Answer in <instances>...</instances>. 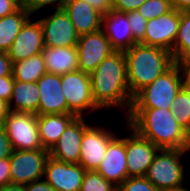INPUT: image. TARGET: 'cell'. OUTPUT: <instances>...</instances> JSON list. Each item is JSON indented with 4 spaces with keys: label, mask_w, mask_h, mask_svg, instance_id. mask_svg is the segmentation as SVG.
I'll return each instance as SVG.
<instances>
[{
    "label": "cell",
    "mask_w": 190,
    "mask_h": 191,
    "mask_svg": "<svg viewBox=\"0 0 190 191\" xmlns=\"http://www.w3.org/2000/svg\"><path fill=\"white\" fill-rule=\"evenodd\" d=\"M92 97L100 108H123L128 115L133 96L127 81L126 59L123 51H114L90 74Z\"/></svg>",
    "instance_id": "cell-1"
},
{
    "label": "cell",
    "mask_w": 190,
    "mask_h": 191,
    "mask_svg": "<svg viewBox=\"0 0 190 191\" xmlns=\"http://www.w3.org/2000/svg\"><path fill=\"white\" fill-rule=\"evenodd\" d=\"M126 124L159 149H190V135L178 124L172 109H130Z\"/></svg>",
    "instance_id": "cell-2"
},
{
    "label": "cell",
    "mask_w": 190,
    "mask_h": 191,
    "mask_svg": "<svg viewBox=\"0 0 190 191\" xmlns=\"http://www.w3.org/2000/svg\"><path fill=\"white\" fill-rule=\"evenodd\" d=\"M123 53L133 97L176 63L171 52L142 43H136Z\"/></svg>",
    "instance_id": "cell-3"
},
{
    "label": "cell",
    "mask_w": 190,
    "mask_h": 191,
    "mask_svg": "<svg viewBox=\"0 0 190 191\" xmlns=\"http://www.w3.org/2000/svg\"><path fill=\"white\" fill-rule=\"evenodd\" d=\"M182 87V75L176 62L134 96L131 109H172L173 100Z\"/></svg>",
    "instance_id": "cell-4"
},
{
    "label": "cell",
    "mask_w": 190,
    "mask_h": 191,
    "mask_svg": "<svg viewBox=\"0 0 190 191\" xmlns=\"http://www.w3.org/2000/svg\"><path fill=\"white\" fill-rule=\"evenodd\" d=\"M190 149H159L145 177L160 191L185 187V167L181 159Z\"/></svg>",
    "instance_id": "cell-5"
},
{
    "label": "cell",
    "mask_w": 190,
    "mask_h": 191,
    "mask_svg": "<svg viewBox=\"0 0 190 191\" xmlns=\"http://www.w3.org/2000/svg\"><path fill=\"white\" fill-rule=\"evenodd\" d=\"M61 87L69 114L83 117L92 111H100L92 97L90 74L78 70L61 75Z\"/></svg>",
    "instance_id": "cell-6"
},
{
    "label": "cell",
    "mask_w": 190,
    "mask_h": 191,
    "mask_svg": "<svg viewBox=\"0 0 190 191\" xmlns=\"http://www.w3.org/2000/svg\"><path fill=\"white\" fill-rule=\"evenodd\" d=\"M2 123L13 150L43 148L38 132L36 114L11 111Z\"/></svg>",
    "instance_id": "cell-7"
},
{
    "label": "cell",
    "mask_w": 190,
    "mask_h": 191,
    "mask_svg": "<svg viewBox=\"0 0 190 191\" xmlns=\"http://www.w3.org/2000/svg\"><path fill=\"white\" fill-rule=\"evenodd\" d=\"M49 150H13L10 156L11 183L27 185L44 177Z\"/></svg>",
    "instance_id": "cell-8"
},
{
    "label": "cell",
    "mask_w": 190,
    "mask_h": 191,
    "mask_svg": "<svg viewBox=\"0 0 190 191\" xmlns=\"http://www.w3.org/2000/svg\"><path fill=\"white\" fill-rule=\"evenodd\" d=\"M116 136L113 131L90 125L83 133L79 164L86 171H96L105 157L109 142Z\"/></svg>",
    "instance_id": "cell-9"
},
{
    "label": "cell",
    "mask_w": 190,
    "mask_h": 191,
    "mask_svg": "<svg viewBox=\"0 0 190 191\" xmlns=\"http://www.w3.org/2000/svg\"><path fill=\"white\" fill-rule=\"evenodd\" d=\"M40 24L45 47H73L78 44L79 35L63 10H54L49 16L41 18Z\"/></svg>",
    "instance_id": "cell-10"
},
{
    "label": "cell",
    "mask_w": 190,
    "mask_h": 191,
    "mask_svg": "<svg viewBox=\"0 0 190 191\" xmlns=\"http://www.w3.org/2000/svg\"><path fill=\"white\" fill-rule=\"evenodd\" d=\"M76 48L79 70L88 74L115 51L102 29L79 36Z\"/></svg>",
    "instance_id": "cell-11"
},
{
    "label": "cell",
    "mask_w": 190,
    "mask_h": 191,
    "mask_svg": "<svg viewBox=\"0 0 190 191\" xmlns=\"http://www.w3.org/2000/svg\"><path fill=\"white\" fill-rule=\"evenodd\" d=\"M180 17L181 11L172 9L160 17L149 20L145 29V37L140 43L159 47L172 53Z\"/></svg>",
    "instance_id": "cell-12"
},
{
    "label": "cell",
    "mask_w": 190,
    "mask_h": 191,
    "mask_svg": "<svg viewBox=\"0 0 190 191\" xmlns=\"http://www.w3.org/2000/svg\"><path fill=\"white\" fill-rule=\"evenodd\" d=\"M127 131L131 132V136L126 137L128 177L145 176L159 148L140 136L128 124Z\"/></svg>",
    "instance_id": "cell-13"
},
{
    "label": "cell",
    "mask_w": 190,
    "mask_h": 191,
    "mask_svg": "<svg viewBox=\"0 0 190 191\" xmlns=\"http://www.w3.org/2000/svg\"><path fill=\"white\" fill-rule=\"evenodd\" d=\"M31 15L20 29L14 42L7 51L12 63L25 60L41 53L45 48L42 26L39 20L33 21Z\"/></svg>",
    "instance_id": "cell-14"
},
{
    "label": "cell",
    "mask_w": 190,
    "mask_h": 191,
    "mask_svg": "<svg viewBox=\"0 0 190 191\" xmlns=\"http://www.w3.org/2000/svg\"><path fill=\"white\" fill-rule=\"evenodd\" d=\"M85 172L80 164L66 163L49 156L44 177L55 191H80Z\"/></svg>",
    "instance_id": "cell-15"
},
{
    "label": "cell",
    "mask_w": 190,
    "mask_h": 191,
    "mask_svg": "<svg viewBox=\"0 0 190 191\" xmlns=\"http://www.w3.org/2000/svg\"><path fill=\"white\" fill-rule=\"evenodd\" d=\"M83 117H75L51 148L49 155L59 161L79 164L80 147L84 131L90 126Z\"/></svg>",
    "instance_id": "cell-16"
},
{
    "label": "cell",
    "mask_w": 190,
    "mask_h": 191,
    "mask_svg": "<svg viewBox=\"0 0 190 191\" xmlns=\"http://www.w3.org/2000/svg\"><path fill=\"white\" fill-rule=\"evenodd\" d=\"M96 172L119 186L128 178L126 161V136H115L108 144L105 157Z\"/></svg>",
    "instance_id": "cell-17"
},
{
    "label": "cell",
    "mask_w": 190,
    "mask_h": 191,
    "mask_svg": "<svg viewBox=\"0 0 190 191\" xmlns=\"http://www.w3.org/2000/svg\"><path fill=\"white\" fill-rule=\"evenodd\" d=\"M36 83L40 94L38 115L69 113L61 87V75L45 73Z\"/></svg>",
    "instance_id": "cell-18"
},
{
    "label": "cell",
    "mask_w": 190,
    "mask_h": 191,
    "mask_svg": "<svg viewBox=\"0 0 190 191\" xmlns=\"http://www.w3.org/2000/svg\"><path fill=\"white\" fill-rule=\"evenodd\" d=\"M102 30L115 51H125L138 43L127 18V13L111 10L102 17Z\"/></svg>",
    "instance_id": "cell-19"
},
{
    "label": "cell",
    "mask_w": 190,
    "mask_h": 191,
    "mask_svg": "<svg viewBox=\"0 0 190 191\" xmlns=\"http://www.w3.org/2000/svg\"><path fill=\"white\" fill-rule=\"evenodd\" d=\"M63 10L68 14L79 36L102 29L103 15L86 1L66 0Z\"/></svg>",
    "instance_id": "cell-20"
},
{
    "label": "cell",
    "mask_w": 190,
    "mask_h": 191,
    "mask_svg": "<svg viewBox=\"0 0 190 191\" xmlns=\"http://www.w3.org/2000/svg\"><path fill=\"white\" fill-rule=\"evenodd\" d=\"M41 53L47 73L63 75L79 69L76 46L45 47Z\"/></svg>",
    "instance_id": "cell-21"
},
{
    "label": "cell",
    "mask_w": 190,
    "mask_h": 191,
    "mask_svg": "<svg viewBox=\"0 0 190 191\" xmlns=\"http://www.w3.org/2000/svg\"><path fill=\"white\" fill-rule=\"evenodd\" d=\"M75 117L69 113L38 115L37 126L42 147L50 151Z\"/></svg>",
    "instance_id": "cell-22"
},
{
    "label": "cell",
    "mask_w": 190,
    "mask_h": 191,
    "mask_svg": "<svg viewBox=\"0 0 190 191\" xmlns=\"http://www.w3.org/2000/svg\"><path fill=\"white\" fill-rule=\"evenodd\" d=\"M39 97L40 94L36 82L15 80L9 100L10 110L12 112L33 113L38 116Z\"/></svg>",
    "instance_id": "cell-23"
},
{
    "label": "cell",
    "mask_w": 190,
    "mask_h": 191,
    "mask_svg": "<svg viewBox=\"0 0 190 191\" xmlns=\"http://www.w3.org/2000/svg\"><path fill=\"white\" fill-rule=\"evenodd\" d=\"M30 16L26 8H18L15 12L0 18V52L9 50L21 27Z\"/></svg>",
    "instance_id": "cell-24"
},
{
    "label": "cell",
    "mask_w": 190,
    "mask_h": 191,
    "mask_svg": "<svg viewBox=\"0 0 190 191\" xmlns=\"http://www.w3.org/2000/svg\"><path fill=\"white\" fill-rule=\"evenodd\" d=\"M47 73L42 53H38L25 60L12 63V76L14 80L22 82H37Z\"/></svg>",
    "instance_id": "cell-25"
},
{
    "label": "cell",
    "mask_w": 190,
    "mask_h": 191,
    "mask_svg": "<svg viewBox=\"0 0 190 191\" xmlns=\"http://www.w3.org/2000/svg\"><path fill=\"white\" fill-rule=\"evenodd\" d=\"M172 54L175 62L190 60V11H181L179 29Z\"/></svg>",
    "instance_id": "cell-26"
},
{
    "label": "cell",
    "mask_w": 190,
    "mask_h": 191,
    "mask_svg": "<svg viewBox=\"0 0 190 191\" xmlns=\"http://www.w3.org/2000/svg\"><path fill=\"white\" fill-rule=\"evenodd\" d=\"M173 116L190 135V90L182 87L172 103Z\"/></svg>",
    "instance_id": "cell-27"
},
{
    "label": "cell",
    "mask_w": 190,
    "mask_h": 191,
    "mask_svg": "<svg viewBox=\"0 0 190 191\" xmlns=\"http://www.w3.org/2000/svg\"><path fill=\"white\" fill-rule=\"evenodd\" d=\"M80 191H117V186L96 171H86Z\"/></svg>",
    "instance_id": "cell-28"
},
{
    "label": "cell",
    "mask_w": 190,
    "mask_h": 191,
    "mask_svg": "<svg viewBox=\"0 0 190 191\" xmlns=\"http://www.w3.org/2000/svg\"><path fill=\"white\" fill-rule=\"evenodd\" d=\"M172 9L170 0H146L136 11L149 21L170 12Z\"/></svg>",
    "instance_id": "cell-29"
},
{
    "label": "cell",
    "mask_w": 190,
    "mask_h": 191,
    "mask_svg": "<svg viewBox=\"0 0 190 191\" xmlns=\"http://www.w3.org/2000/svg\"><path fill=\"white\" fill-rule=\"evenodd\" d=\"M117 191H160L145 176L128 177Z\"/></svg>",
    "instance_id": "cell-30"
},
{
    "label": "cell",
    "mask_w": 190,
    "mask_h": 191,
    "mask_svg": "<svg viewBox=\"0 0 190 191\" xmlns=\"http://www.w3.org/2000/svg\"><path fill=\"white\" fill-rule=\"evenodd\" d=\"M126 13L133 37L140 43L145 37V29L148 21L136 10Z\"/></svg>",
    "instance_id": "cell-31"
},
{
    "label": "cell",
    "mask_w": 190,
    "mask_h": 191,
    "mask_svg": "<svg viewBox=\"0 0 190 191\" xmlns=\"http://www.w3.org/2000/svg\"><path fill=\"white\" fill-rule=\"evenodd\" d=\"M66 0H26V9L30 12L31 15L38 12L41 8H44L48 5L56 4V10L63 9Z\"/></svg>",
    "instance_id": "cell-32"
},
{
    "label": "cell",
    "mask_w": 190,
    "mask_h": 191,
    "mask_svg": "<svg viewBox=\"0 0 190 191\" xmlns=\"http://www.w3.org/2000/svg\"><path fill=\"white\" fill-rule=\"evenodd\" d=\"M146 0H112V9L118 12L137 10Z\"/></svg>",
    "instance_id": "cell-33"
},
{
    "label": "cell",
    "mask_w": 190,
    "mask_h": 191,
    "mask_svg": "<svg viewBox=\"0 0 190 191\" xmlns=\"http://www.w3.org/2000/svg\"><path fill=\"white\" fill-rule=\"evenodd\" d=\"M12 152L11 142L7 137L3 123L0 122V159L10 158Z\"/></svg>",
    "instance_id": "cell-34"
},
{
    "label": "cell",
    "mask_w": 190,
    "mask_h": 191,
    "mask_svg": "<svg viewBox=\"0 0 190 191\" xmlns=\"http://www.w3.org/2000/svg\"><path fill=\"white\" fill-rule=\"evenodd\" d=\"M15 80L12 75L0 77V98L9 102Z\"/></svg>",
    "instance_id": "cell-35"
},
{
    "label": "cell",
    "mask_w": 190,
    "mask_h": 191,
    "mask_svg": "<svg viewBox=\"0 0 190 191\" xmlns=\"http://www.w3.org/2000/svg\"><path fill=\"white\" fill-rule=\"evenodd\" d=\"M10 183V158L0 159V186H5Z\"/></svg>",
    "instance_id": "cell-36"
},
{
    "label": "cell",
    "mask_w": 190,
    "mask_h": 191,
    "mask_svg": "<svg viewBox=\"0 0 190 191\" xmlns=\"http://www.w3.org/2000/svg\"><path fill=\"white\" fill-rule=\"evenodd\" d=\"M89 3L100 14L106 15L112 10V0H83Z\"/></svg>",
    "instance_id": "cell-37"
},
{
    "label": "cell",
    "mask_w": 190,
    "mask_h": 191,
    "mask_svg": "<svg viewBox=\"0 0 190 191\" xmlns=\"http://www.w3.org/2000/svg\"><path fill=\"white\" fill-rule=\"evenodd\" d=\"M182 75L183 87L190 90V60L177 62Z\"/></svg>",
    "instance_id": "cell-38"
},
{
    "label": "cell",
    "mask_w": 190,
    "mask_h": 191,
    "mask_svg": "<svg viewBox=\"0 0 190 191\" xmlns=\"http://www.w3.org/2000/svg\"><path fill=\"white\" fill-rule=\"evenodd\" d=\"M24 191H55L49 183L44 180L33 181L27 185H24Z\"/></svg>",
    "instance_id": "cell-39"
},
{
    "label": "cell",
    "mask_w": 190,
    "mask_h": 191,
    "mask_svg": "<svg viewBox=\"0 0 190 191\" xmlns=\"http://www.w3.org/2000/svg\"><path fill=\"white\" fill-rule=\"evenodd\" d=\"M12 75V62L7 52H0V77Z\"/></svg>",
    "instance_id": "cell-40"
},
{
    "label": "cell",
    "mask_w": 190,
    "mask_h": 191,
    "mask_svg": "<svg viewBox=\"0 0 190 191\" xmlns=\"http://www.w3.org/2000/svg\"><path fill=\"white\" fill-rule=\"evenodd\" d=\"M18 8L11 0H0V18L15 12Z\"/></svg>",
    "instance_id": "cell-41"
},
{
    "label": "cell",
    "mask_w": 190,
    "mask_h": 191,
    "mask_svg": "<svg viewBox=\"0 0 190 191\" xmlns=\"http://www.w3.org/2000/svg\"><path fill=\"white\" fill-rule=\"evenodd\" d=\"M172 8L178 11H190V0H170Z\"/></svg>",
    "instance_id": "cell-42"
},
{
    "label": "cell",
    "mask_w": 190,
    "mask_h": 191,
    "mask_svg": "<svg viewBox=\"0 0 190 191\" xmlns=\"http://www.w3.org/2000/svg\"><path fill=\"white\" fill-rule=\"evenodd\" d=\"M10 112L9 102L0 98V122H2Z\"/></svg>",
    "instance_id": "cell-43"
},
{
    "label": "cell",
    "mask_w": 190,
    "mask_h": 191,
    "mask_svg": "<svg viewBox=\"0 0 190 191\" xmlns=\"http://www.w3.org/2000/svg\"><path fill=\"white\" fill-rule=\"evenodd\" d=\"M0 191H24V186L10 183L5 186H1Z\"/></svg>",
    "instance_id": "cell-44"
},
{
    "label": "cell",
    "mask_w": 190,
    "mask_h": 191,
    "mask_svg": "<svg viewBox=\"0 0 190 191\" xmlns=\"http://www.w3.org/2000/svg\"><path fill=\"white\" fill-rule=\"evenodd\" d=\"M14 2L19 8H26V0H11Z\"/></svg>",
    "instance_id": "cell-45"
},
{
    "label": "cell",
    "mask_w": 190,
    "mask_h": 191,
    "mask_svg": "<svg viewBox=\"0 0 190 191\" xmlns=\"http://www.w3.org/2000/svg\"><path fill=\"white\" fill-rule=\"evenodd\" d=\"M172 191H190V189L186 188V187H182L176 190H172Z\"/></svg>",
    "instance_id": "cell-46"
}]
</instances>
